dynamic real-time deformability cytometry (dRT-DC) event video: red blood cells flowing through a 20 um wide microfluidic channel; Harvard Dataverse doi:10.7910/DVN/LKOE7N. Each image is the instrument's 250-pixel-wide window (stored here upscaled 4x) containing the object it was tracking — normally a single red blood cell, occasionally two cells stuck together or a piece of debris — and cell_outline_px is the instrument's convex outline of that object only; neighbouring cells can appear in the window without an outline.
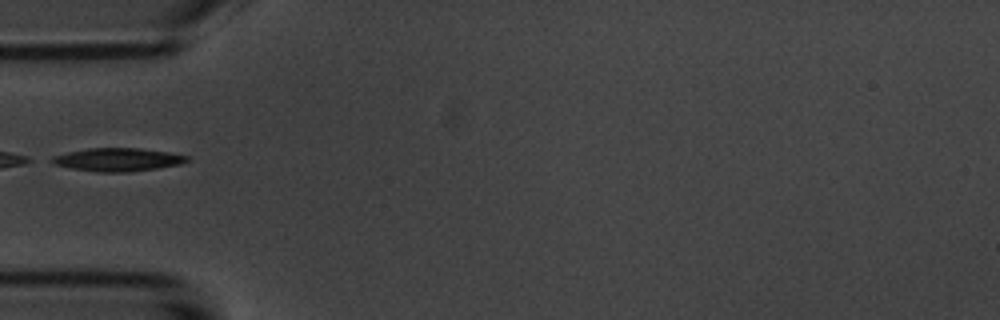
{"species": "common noctule bat (a hibernating species)", "species_latin": "Nyctalus noctula", "temperature_condition": "room temperature", "stored_images_in_passage": 2, "camera_frame_rate_fps": 3000, "um_per_image_px": 0.085, "animal": {"sex": "male", "body_mass_g": 20.1, "forearm_length_mm": 53.5}, "frame": {"image": 1, "passage_image": 2, "time_ms": 1.0, "image_size_px": [1000, 320], "cell_outline_px": [[192, 160], [180, 164], [156, 168], [128, 172], [96, 172], [72, 168], [52, 164], [44, 160], [52, 156], [68, 152], [88, 148], [140, 148], [168, 152], [192, 156]], "centroid_in_image_um": [9.99, 13.56], "position_along_channel_um": 75.0, "area_um2": 18.55}}